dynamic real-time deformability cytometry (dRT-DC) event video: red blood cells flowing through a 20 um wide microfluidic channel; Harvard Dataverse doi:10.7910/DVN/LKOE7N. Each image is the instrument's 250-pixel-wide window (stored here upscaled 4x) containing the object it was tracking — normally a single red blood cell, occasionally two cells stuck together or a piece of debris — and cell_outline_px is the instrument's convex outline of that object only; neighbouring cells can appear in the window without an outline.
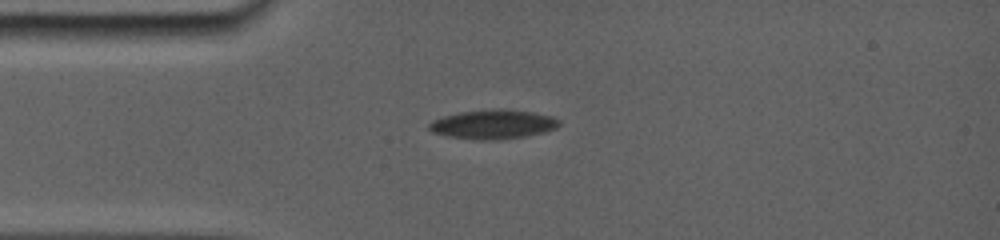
{"species": "common noctule bat (a hibernating species)", "species_latin": "Nyctalus noctula", "temperature_condition": "room temperature", "stored_images_in_passage": 13, "camera_frame_rate_fps": 5000, "um_per_image_px": 0.085, "animal": {"sex": "female", "body_mass_g": 19.0, "forearm_length_mm": 56.7}, "frame": {"image": 1, "passage_image": 4, "time_ms": 2.6, "image_size_px": [1000, 240], "cell_outline_px": [[560, 124], [556, 128], [516, 136], [456, 136], [436, 132], [428, 128], [428, 124], [432, 120], [444, 116], [464, 112], [528, 112], [552, 116]], "centroid_in_image_um": [41.88, 10.53], "position_along_channel_um": 43.1, "area_um2": 18.9}}
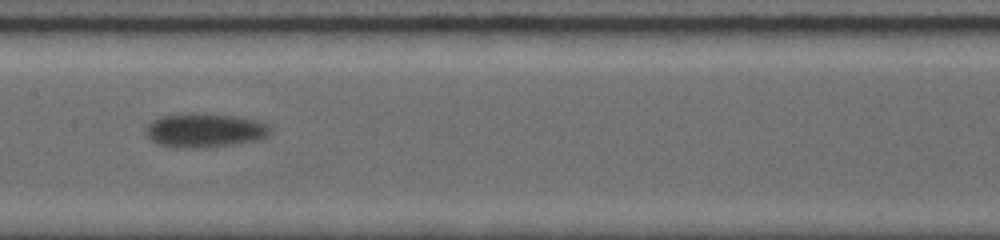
{"frame": {"image": 2, "passage_image": 9, "time_ms": 7.0, "image_size_px": [1000, 240], "cell_outline_px": [[268, 128], [264, 136], [252, 140], [224, 144], [160, 144], [152, 140], [148, 136], [148, 128], [152, 120], [164, 116], [232, 116], [252, 120], [264, 124]], "centroid_in_image_um": [17.38, 11.05], "position_along_channel_um": 190.0, "area_um2": 21.21}}
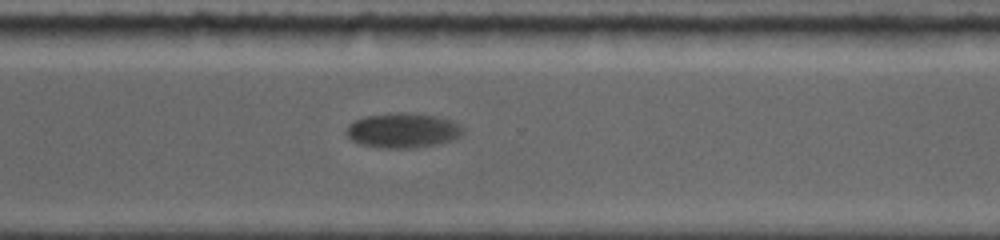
{"frame": {"image": 3, "passage_image": 13, "time_ms": 11.0, "image_size_px": [1000, 240], "cell_outline_px": [[464, 132], [460, 136], [452, 140], [440, 144], [412, 148], [384, 148], [360, 144], [352, 140], [348, 136], [348, 124], [364, 116], [400, 112], [440, 116], [452, 120], [460, 124], [464, 128]], "centroid_in_image_um": [34.3, 11.08], "position_along_channel_um": 336.3, "area_um2": 23.76}}